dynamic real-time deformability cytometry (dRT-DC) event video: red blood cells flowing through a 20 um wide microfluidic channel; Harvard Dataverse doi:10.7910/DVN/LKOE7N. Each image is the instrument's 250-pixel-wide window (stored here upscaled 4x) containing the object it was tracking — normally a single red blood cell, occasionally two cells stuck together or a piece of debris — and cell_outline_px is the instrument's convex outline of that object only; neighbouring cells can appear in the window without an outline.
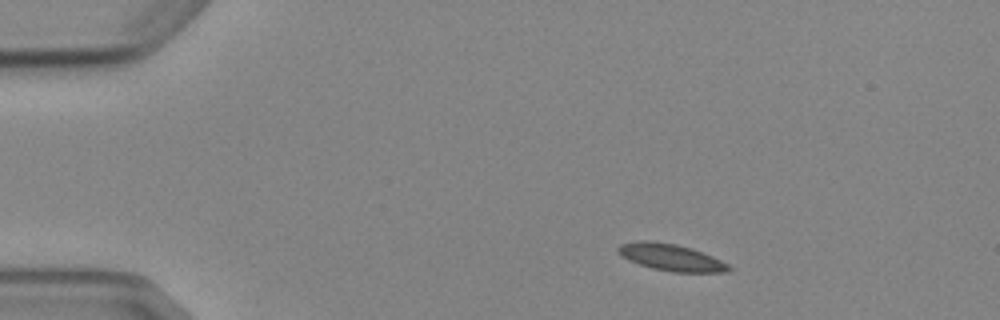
{"species": "Egyptian fruit bat (a non-hibernating species)", "species_latin": "Rousettus aegyptiacus", "temperature_condition": "cold", "stored_images_in_passage": 3, "camera_frame_rate_fps": 3000, "um_per_image_px": 0.085, "animal": {"sex": "female"}, "frame": {"image": 1, "passage_image": 1, "time_ms": 0.0, "image_size_px": [1000, 320], "cell_outline_px": [[732, 268], [724, 272], [672, 272], [652, 268], [628, 260], [616, 248], [620, 244], [636, 240], [648, 240], [676, 244], [692, 248], [712, 256], [728, 264]], "centroid_in_image_um": [57.02, 21.86], "position_along_channel_um": 28.0, "area_um2": 17.17}}